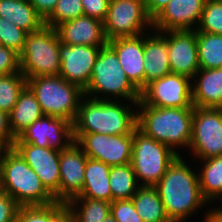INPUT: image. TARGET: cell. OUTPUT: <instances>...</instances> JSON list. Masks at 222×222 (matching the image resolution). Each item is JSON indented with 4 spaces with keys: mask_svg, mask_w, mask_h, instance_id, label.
<instances>
[{
    "mask_svg": "<svg viewBox=\"0 0 222 222\" xmlns=\"http://www.w3.org/2000/svg\"><path fill=\"white\" fill-rule=\"evenodd\" d=\"M84 96L96 100L140 101V91L128 79L116 53L108 45L100 49Z\"/></svg>",
    "mask_w": 222,
    "mask_h": 222,
    "instance_id": "obj_5",
    "label": "cell"
},
{
    "mask_svg": "<svg viewBox=\"0 0 222 222\" xmlns=\"http://www.w3.org/2000/svg\"><path fill=\"white\" fill-rule=\"evenodd\" d=\"M188 149L195 161L222 156V108L194 107Z\"/></svg>",
    "mask_w": 222,
    "mask_h": 222,
    "instance_id": "obj_10",
    "label": "cell"
},
{
    "mask_svg": "<svg viewBox=\"0 0 222 222\" xmlns=\"http://www.w3.org/2000/svg\"><path fill=\"white\" fill-rule=\"evenodd\" d=\"M15 222H50V204L43 206H21Z\"/></svg>",
    "mask_w": 222,
    "mask_h": 222,
    "instance_id": "obj_36",
    "label": "cell"
},
{
    "mask_svg": "<svg viewBox=\"0 0 222 222\" xmlns=\"http://www.w3.org/2000/svg\"><path fill=\"white\" fill-rule=\"evenodd\" d=\"M181 156L173 161L155 185L172 222H186L198 210H202L204 205L210 207L208 201L202 196L198 172L194 167L192 170L187 160Z\"/></svg>",
    "mask_w": 222,
    "mask_h": 222,
    "instance_id": "obj_1",
    "label": "cell"
},
{
    "mask_svg": "<svg viewBox=\"0 0 222 222\" xmlns=\"http://www.w3.org/2000/svg\"><path fill=\"white\" fill-rule=\"evenodd\" d=\"M87 159L83 149L75 141L60 151L59 202L66 204L81 194Z\"/></svg>",
    "mask_w": 222,
    "mask_h": 222,
    "instance_id": "obj_17",
    "label": "cell"
},
{
    "mask_svg": "<svg viewBox=\"0 0 222 222\" xmlns=\"http://www.w3.org/2000/svg\"><path fill=\"white\" fill-rule=\"evenodd\" d=\"M193 112L194 108L137 105V127L180 156V147L189 148L191 142Z\"/></svg>",
    "mask_w": 222,
    "mask_h": 222,
    "instance_id": "obj_3",
    "label": "cell"
},
{
    "mask_svg": "<svg viewBox=\"0 0 222 222\" xmlns=\"http://www.w3.org/2000/svg\"><path fill=\"white\" fill-rule=\"evenodd\" d=\"M206 0H170L152 20L157 32L169 30H196Z\"/></svg>",
    "mask_w": 222,
    "mask_h": 222,
    "instance_id": "obj_18",
    "label": "cell"
},
{
    "mask_svg": "<svg viewBox=\"0 0 222 222\" xmlns=\"http://www.w3.org/2000/svg\"><path fill=\"white\" fill-rule=\"evenodd\" d=\"M20 207L15 199L0 188V222H15Z\"/></svg>",
    "mask_w": 222,
    "mask_h": 222,
    "instance_id": "obj_38",
    "label": "cell"
},
{
    "mask_svg": "<svg viewBox=\"0 0 222 222\" xmlns=\"http://www.w3.org/2000/svg\"><path fill=\"white\" fill-rule=\"evenodd\" d=\"M195 31L222 35V0H206Z\"/></svg>",
    "mask_w": 222,
    "mask_h": 222,
    "instance_id": "obj_33",
    "label": "cell"
},
{
    "mask_svg": "<svg viewBox=\"0 0 222 222\" xmlns=\"http://www.w3.org/2000/svg\"><path fill=\"white\" fill-rule=\"evenodd\" d=\"M111 166L99 160L88 158L85 166L84 186L81 194L75 198H91L112 202L109 183Z\"/></svg>",
    "mask_w": 222,
    "mask_h": 222,
    "instance_id": "obj_23",
    "label": "cell"
},
{
    "mask_svg": "<svg viewBox=\"0 0 222 222\" xmlns=\"http://www.w3.org/2000/svg\"><path fill=\"white\" fill-rule=\"evenodd\" d=\"M110 213L117 222H143L131 199L111 202Z\"/></svg>",
    "mask_w": 222,
    "mask_h": 222,
    "instance_id": "obj_35",
    "label": "cell"
},
{
    "mask_svg": "<svg viewBox=\"0 0 222 222\" xmlns=\"http://www.w3.org/2000/svg\"><path fill=\"white\" fill-rule=\"evenodd\" d=\"M167 41L171 73L193 78L199 68L195 30L159 32Z\"/></svg>",
    "mask_w": 222,
    "mask_h": 222,
    "instance_id": "obj_15",
    "label": "cell"
},
{
    "mask_svg": "<svg viewBox=\"0 0 222 222\" xmlns=\"http://www.w3.org/2000/svg\"><path fill=\"white\" fill-rule=\"evenodd\" d=\"M110 0H81L84 16L105 21Z\"/></svg>",
    "mask_w": 222,
    "mask_h": 222,
    "instance_id": "obj_39",
    "label": "cell"
},
{
    "mask_svg": "<svg viewBox=\"0 0 222 222\" xmlns=\"http://www.w3.org/2000/svg\"><path fill=\"white\" fill-rule=\"evenodd\" d=\"M203 219V222H222V206H219V208H214L212 206L208 211H206Z\"/></svg>",
    "mask_w": 222,
    "mask_h": 222,
    "instance_id": "obj_44",
    "label": "cell"
},
{
    "mask_svg": "<svg viewBox=\"0 0 222 222\" xmlns=\"http://www.w3.org/2000/svg\"><path fill=\"white\" fill-rule=\"evenodd\" d=\"M194 107L222 108V67L199 69L192 78Z\"/></svg>",
    "mask_w": 222,
    "mask_h": 222,
    "instance_id": "obj_22",
    "label": "cell"
},
{
    "mask_svg": "<svg viewBox=\"0 0 222 222\" xmlns=\"http://www.w3.org/2000/svg\"><path fill=\"white\" fill-rule=\"evenodd\" d=\"M0 17L27 33L36 32L45 25L44 19L28 0H0Z\"/></svg>",
    "mask_w": 222,
    "mask_h": 222,
    "instance_id": "obj_24",
    "label": "cell"
},
{
    "mask_svg": "<svg viewBox=\"0 0 222 222\" xmlns=\"http://www.w3.org/2000/svg\"><path fill=\"white\" fill-rule=\"evenodd\" d=\"M137 105L160 108H194L192 79L181 74L169 73L145 85L140 91Z\"/></svg>",
    "mask_w": 222,
    "mask_h": 222,
    "instance_id": "obj_11",
    "label": "cell"
},
{
    "mask_svg": "<svg viewBox=\"0 0 222 222\" xmlns=\"http://www.w3.org/2000/svg\"><path fill=\"white\" fill-rule=\"evenodd\" d=\"M201 161L198 181L202 196L211 205L220 200L222 202V156L207 158ZM201 169V170H200Z\"/></svg>",
    "mask_w": 222,
    "mask_h": 222,
    "instance_id": "obj_26",
    "label": "cell"
},
{
    "mask_svg": "<svg viewBox=\"0 0 222 222\" xmlns=\"http://www.w3.org/2000/svg\"><path fill=\"white\" fill-rule=\"evenodd\" d=\"M170 0H144L149 17L153 20L169 3Z\"/></svg>",
    "mask_w": 222,
    "mask_h": 222,
    "instance_id": "obj_43",
    "label": "cell"
},
{
    "mask_svg": "<svg viewBox=\"0 0 222 222\" xmlns=\"http://www.w3.org/2000/svg\"><path fill=\"white\" fill-rule=\"evenodd\" d=\"M16 137L10 129L9 114L0 110V144L6 148H13Z\"/></svg>",
    "mask_w": 222,
    "mask_h": 222,
    "instance_id": "obj_40",
    "label": "cell"
},
{
    "mask_svg": "<svg viewBox=\"0 0 222 222\" xmlns=\"http://www.w3.org/2000/svg\"><path fill=\"white\" fill-rule=\"evenodd\" d=\"M109 183L112 191V202L131 199L140 187L131 163L111 166Z\"/></svg>",
    "mask_w": 222,
    "mask_h": 222,
    "instance_id": "obj_28",
    "label": "cell"
},
{
    "mask_svg": "<svg viewBox=\"0 0 222 222\" xmlns=\"http://www.w3.org/2000/svg\"><path fill=\"white\" fill-rule=\"evenodd\" d=\"M104 46L59 44L61 67L59 76L83 91L91 81L94 64Z\"/></svg>",
    "mask_w": 222,
    "mask_h": 222,
    "instance_id": "obj_14",
    "label": "cell"
},
{
    "mask_svg": "<svg viewBox=\"0 0 222 222\" xmlns=\"http://www.w3.org/2000/svg\"><path fill=\"white\" fill-rule=\"evenodd\" d=\"M55 29L60 42L67 45L106 46L108 43L103 22L89 16L63 22Z\"/></svg>",
    "mask_w": 222,
    "mask_h": 222,
    "instance_id": "obj_20",
    "label": "cell"
},
{
    "mask_svg": "<svg viewBox=\"0 0 222 222\" xmlns=\"http://www.w3.org/2000/svg\"><path fill=\"white\" fill-rule=\"evenodd\" d=\"M50 222H75L71 210L61 202L50 204Z\"/></svg>",
    "mask_w": 222,
    "mask_h": 222,
    "instance_id": "obj_41",
    "label": "cell"
},
{
    "mask_svg": "<svg viewBox=\"0 0 222 222\" xmlns=\"http://www.w3.org/2000/svg\"><path fill=\"white\" fill-rule=\"evenodd\" d=\"M66 205L75 222H102L111 210L110 202L91 198H73Z\"/></svg>",
    "mask_w": 222,
    "mask_h": 222,
    "instance_id": "obj_30",
    "label": "cell"
},
{
    "mask_svg": "<svg viewBox=\"0 0 222 222\" xmlns=\"http://www.w3.org/2000/svg\"><path fill=\"white\" fill-rule=\"evenodd\" d=\"M74 141L91 159L109 166L131 163L133 134L104 135L98 133H73Z\"/></svg>",
    "mask_w": 222,
    "mask_h": 222,
    "instance_id": "obj_12",
    "label": "cell"
},
{
    "mask_svg": "<svg viewBox=\"0 0 222 222\" xmlns=\"http://www.w3.org/2000/svg\"><path fill=\"white\" fill-rule=\"evenodd\" d=\"M26 85L27 78L21 72L0 76V110L9 114Z\"/></svg>",
    "mask_w": 222,
    "mask_h": 222,
    "instance_id": "obj_31",
    "label": "cell"
},
{
    "mask_svg": "<svg viewBox=\"0 0 222 222\" xmlns=\"http://www.w3.org/2000/svg\"><path fill=\"white\" fill-rule=\"evenodd\" d=\"M103 25L108 41L140 36L153 27L144 0H110Z\"/></svg>",
    "mask_w": 222,
    "mask_h": 222,
    "instance_id": "obj_9",
    "label": "cell"
},
{
    "mask_svg": "<svg viewBox=\"0 0 222 222\" xmlns=\"http://www.w3.org/2000/svg\"><path fill=\"white\" fill-rule=\"evenodd\" d=\"M27 32L10 21L0 17V44L21 53L24 49Z\"/></svg>",
    "mask_w": 222,
    "mask_h": 222,
    "instance_id": "obj_34",
    "label": "cell"
},
{
    "mask_svg": "<svg viewBox=\"0 0 222 222\" xmlns=\"http://www.w3.org/2000/svg\"><path fill=\"white\" fill-rule=\"evenodd\" d=\"M102 222H117V221L114 219L113 215L110 213Z\"/></svg>",
    "mask_w": 222,
    "mask_h": 222,
    "instance_id": "obj_46",
    "label": "cell"
},
{
    "mask_svg": "<svg viewBox=\"0 0 222 222\" xmlns=\"http://www.w3.org/2000/svg\"><path fill=\"white\" fill-rule=\"evenodd\" d=\"M60 39L53 27L44 25L36 32L27 33L20 53V72L27 78L59 75Z\"/></svg>",
    "mask_w": 222,
    "mask_h": 222,
    "instance_id": "obj_7",
    "label": "cell"
},
{
    "mask_svg": "<svg viewBox=\"0 0 222 222\" xmlns=\"http://www.w3.org/2000/svg\"><path fill=\"white\" fill-rule=\"evenodd\" d=\"M45 20L54 10L58 0H28Z\"/></svg>",
    "mask_w": 222,
    "mask_h": 222,
    "instance_id": "obj_42",
    "label": "cell"
},
{
    "mask_svg": "<svg viewBox=\"0 0 222 222\" xmlns=\"http://www.w3.org/2000/svg\"><path fill=\"white\" fill-rule=\"evenodd\" d=\"M145 85L171 73L166 39L157 31L143 34Z\"/></svg>",
    "mask_w": 222,
    "mask_h": 222,
    "instance_id": "obj_21",
    "label": "cell"
},
{
    "mask_svg": "<svg viewBox=\"0 0 222 222\" xmlns=\"http://www.w3.org/2000/svg\"><path fill=\"white\" fill-rule=\"evenodd\" d=\"M178 156L138 127L133 130L131 165L140 186H155Z\"/></svg>",
    "mask_w": 222,
    "mask_h": 222,
    "instance_id": "obj_8",
    "label": "cell"
},
{
    "mask_svg": "<svg viewBox=\"0 0 222 222\" xmlns=\"http://www.w3.org/2000/svg\"><path fill=\"white\" fill-rule=\"evenodd\" d=\"M13 148L39 176L46 190L59 202L60 151L33 144H14Z\"/></svg>",
    "mask_w": 222,
    "mask_h": 222,
    "instance_id": "obj_16",
    "label": "cell"
},
{
    "mask_svg": "<svg viewBox=\"0 0 222 222\" xmlns=\"http://www.w3.org/2000/svg\"><path fill=\"white\" fill-rule=\"evenodd\" d=\"M44 115L60 117L73 123L84 91L63 77L40 76L27 79Z\"/></svg>",
    "mask_w": 222,
    "mask_h": 222,
    "instance_id": "obj_6",
    "label": "cell"
},
{
    "mask_svg": "<svg viewBox=\"0 0 222 222\" xmlns=\"http://www.w3.org/2000/svg\"><path fill=\"white\" fill-rule=\"evenodd\" d=\"M127 102L130 104H125ZM137 104L138 102L96 100L84 96L73 122V133L133 134L137 127Z\"/></svg>",
    "mask_w": 222,
    "mask_h": 222,
    "instance_id": "obj_2",
    "label": "cell"
},
{
    "mask_svg": "<svg viewBox=\"0 0 222 222\" xmlns=\"http://www.w3.org/2000/svg\"><path fill=\"white\" fill-rule=\"evenodd\" d=\"M44 114L34 92L28 85L21 91L19 98L9 113L10 129L17 138L33 122Z\"/></svg>",
    "mask_w": 222,
    "mask_h": 222,
    "instance_id": "obj_25",
    "label": "cell"
},
{
    "mask_svg": "<svg viewBox=\"0 0 222 222\" xmlns=\"http://www.w3.org/2000/svg\"><path fill=\"white\" fill-rule=\"evenodd\" d=\"M200 69L222 67V35L196 31Z\"/></svg>",
    "mask_w": 222,
    "mask_h": 222,
    "instance_id": "obj_29",
    "label": "cell"
},
{
    "mask_svg": "<svg viewBox=\"0 0 222 222\" xmlns=\"http://www.w3.org/2000/svg\"><path fill=\"white\" fill-rule=\"evenodd\" d=\"M131 200L143 222H172L155 186H140Z\"/></svg>",
    "mask_w": 222,
    "mask_h": 222,
    "instance_id": "obj_27",
    "label": "cell"
},
{
    "mask_svg": "<svg viewBox=\"0 0 222 222\" xmlns=\"http://www.w3.org/2000/svg\"><path fill=\"white\" fill-rule=\"evenodd\" d=\"M1 188L20 206L49 205L56 200L14 148L4 147Z\"/></svg>",
    "mask_w": 222,
    "mask_h": 222,
    "instance_id": "obj_4",
    "label": "cell"
},
{
    "mask_svg": "<svg viewBox=\"0 0 222 222\" xmlns=\"http://www.w3.org/2000/svg\"><path fill=\"white\" fill-rule=\"evenodd\" d=\"M20 72V54L0 44V76Z\"/></svg>",
    "mask_w": 222,
    "mask_h": 222,
    "instance_id": "obj_37",
    "label": "cell"
},
{
    "mask_svg": "<svg viewBox=\"0 0 222 222\" xmlns=\"http://www.w3.org/2000/svg\"><path fill=\"white\" fill-rule=\"evenodd\" d=\"M84 16L81 0H58L53 12L44 20L48 27L56 28L59 24Z\"/></svg>",
    "mask_w": 222,
    "mask_h": 222,
    "instance_id": "obj_32",
    "label": "cell"
},
{
    "mask_svg": "<svg viewBox=\"0 0 222 222\" xmlns=\"http://www.w3.org/2000/svg\"><path fill=\"white\" fill-rule=\"evenodd\" d=\"M73 142V123L64 118L43 115L25 129L14 144H33L62 151Z\"/></svg>",
    "mask_w": 222,
    "mask_h": 222,
    "instance_id": "obj_13",
    "label": "cell"
},
{
    "mask_svg": "<svg viewBox=\"0 0 222 222\" xmlns=\"http://www.w3.org/2000/svg\"><path fill=\"white\" fill-rule=\"evenodd\" d=\"M3 154H4V147L2 146V147L0 148V188H1V172H2Z\"/></svg>",
    "mask_w": 222,
    "mask_h": 222,
    "instance_id": "obj_45",
    "label": "cell"
},
{
    "mask_svg": "<svg viewBox=\"0 0 222 222\" xmlns=\"http://www.w3.org/2000/svg\"><path fill=\"white\" fill-rule=\"evenodd\" d=\"M107 45L116 53L128 79L141 91L145 87L143 34L116 38L108 41Z\"/></svg>",
    "mask_w": 222,
    "mask_h": 222,
    "instance_id": "obj_19",
    "label": "cell"
}]
</instances>
